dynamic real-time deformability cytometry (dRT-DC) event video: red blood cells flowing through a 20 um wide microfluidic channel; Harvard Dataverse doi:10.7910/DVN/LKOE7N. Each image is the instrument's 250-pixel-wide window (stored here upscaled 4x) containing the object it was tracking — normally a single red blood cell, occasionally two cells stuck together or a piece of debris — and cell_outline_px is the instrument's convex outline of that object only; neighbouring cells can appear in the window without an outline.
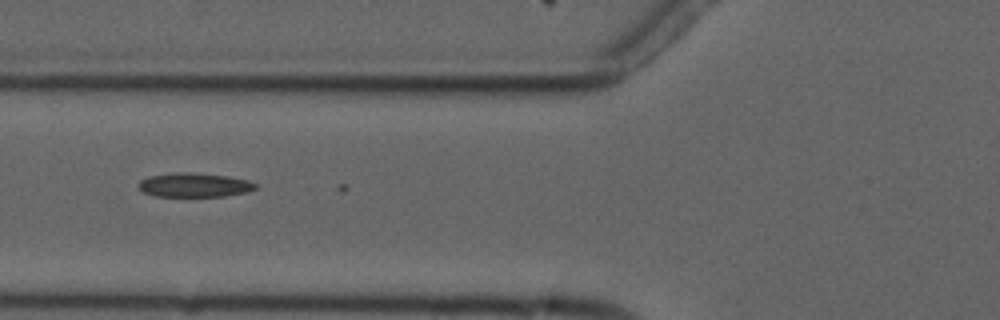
{"species": "common noctule bat (a hibernating species)", "species_latin": "Nyctalus noctula", "temperature_condition": "cold", "stored_images_in_passage": 8, "camera_frame_rate_fps": 3000, "um_per_image_px": 0.085, "animal": {"sex": "male", "forearm_length_mm": 52.5}, "frame": {"image": 1, "passage_image": 7, "time_ms": 7.0, "image_size_px": [1000, 320], "cell_outline_px": [[256, 188], [248, 192], [224, 196], [152, 196], [144, 192], [136, 184], [140, 180], [148, 176], [176, 172], [192, 172], [228, 176], [248, 180], [256, 184]], "centroid_in_image_um": [16.49, 15.72], "position_along_channel_um": 109.3, "area_um2": 16.53}}